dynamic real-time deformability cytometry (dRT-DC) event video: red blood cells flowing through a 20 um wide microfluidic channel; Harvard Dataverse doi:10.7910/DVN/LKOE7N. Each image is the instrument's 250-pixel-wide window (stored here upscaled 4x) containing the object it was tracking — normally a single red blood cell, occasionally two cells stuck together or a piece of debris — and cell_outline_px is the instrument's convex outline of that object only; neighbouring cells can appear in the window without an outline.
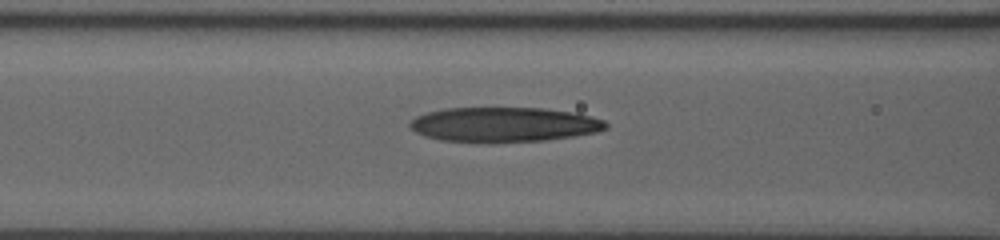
{"species": "human", "species_latin": "Homo sapiens", "temperature_condition": "room temperature", "stored_images_in_passage": 55, "camera_frame_rate_fps": 3000, "um_per_image_px": 0.085, "donor": {"sex": "male"}, "frame": {"image": 1, "passage_image": 25, "time_ms": 6.667, "image_size_px": [1000, 240], "cell_outline_px": [[608, 128], [596, 132], [572, 136], [544, 140], [440, 140], [424, 136], [416, 132], [408, 124], [416, 116], [428, 112], [444, 108], [544, 108], [576, 112], [592, 116], [604, 120], [608, 124]], "centroid_in_image_um": [42.88, 10.54], "position_along_channel_um": 123.7, "area_um2": 38.78}}
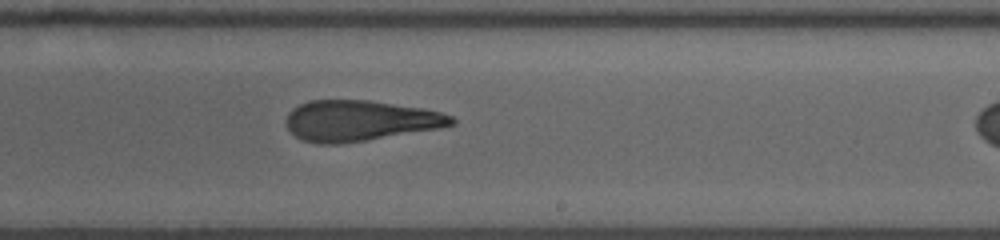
{"frame": {"image": 2, "passage_image": 38, "time_ms": 10.333, "image_size_px": [1000, 240], "cell_outline_px": [[456, 124], [440, 128], [364, 140], [336, 144], [320, 144], [304, 140], [296, 136], [288, 128], [284, 120], [288, 112], [292, 108], [308, 100], [368, 100], [424, 108], [440, 112], [452, 116], [456, 120]], "centroid_in_image_um": [30.58, 10.24], "position_along_channel_um": 258.4, "area_um2": 39.13}}
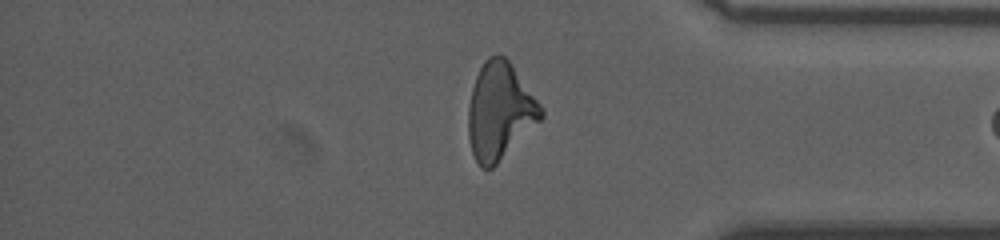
{"frame": {"image": 3, "passage_image": 53, "time_ms": 14.333, "image_size_px": [1000, 240], "cell_outline_px": [[544, 116], [492, 168], [480, 168], [472, 152], [468, 136], [468, 108], [472, 88], [476, 76], [484, 60], [488, 56], [504, 56], [508, 60], [544, 108]], "centroid_in_image_um": [42.47, 9.44], "position_along_channel_um": 392.7, "area_um2": 40.52}}